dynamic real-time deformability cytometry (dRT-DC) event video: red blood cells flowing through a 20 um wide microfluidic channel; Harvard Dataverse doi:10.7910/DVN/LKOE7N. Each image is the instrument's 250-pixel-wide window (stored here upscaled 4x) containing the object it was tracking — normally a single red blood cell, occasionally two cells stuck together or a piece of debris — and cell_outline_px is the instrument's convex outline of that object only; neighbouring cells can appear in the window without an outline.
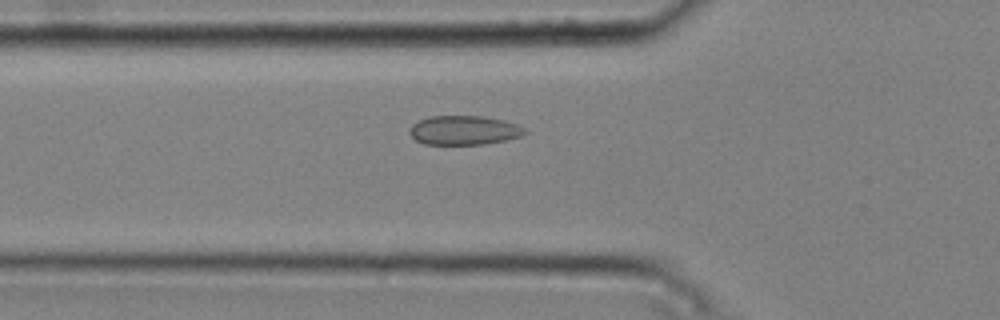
{"species": "common noctule bat (a hibernating species)", "species_latin": "Nyctalus noctula", "temperature_condition": "cold", "stored_images_in_passage": 47, "camera_frame_rate_fps": 3000, "um_per_image_px": 0.085, "animal": {"sex": "male", "body_mass_g": 20.4}, "frame": {"image": 1, "passage_image": 19, "time_ms": 6.0, "image_size_px": [1000, 320], "cell_outline_px": [[528, 132], [520, 136], [504, 140], [484, 144], [424, 144], [416, 140], [408, 132], [408, 128], [412, 124], [428, 116], [480, 116], [504, 120], [516, 124], [524, 128]], "centroid_in_image_um": [39.41, 11.07], "position_along_channel_um": 86.4, "area_um2": 19.54}}
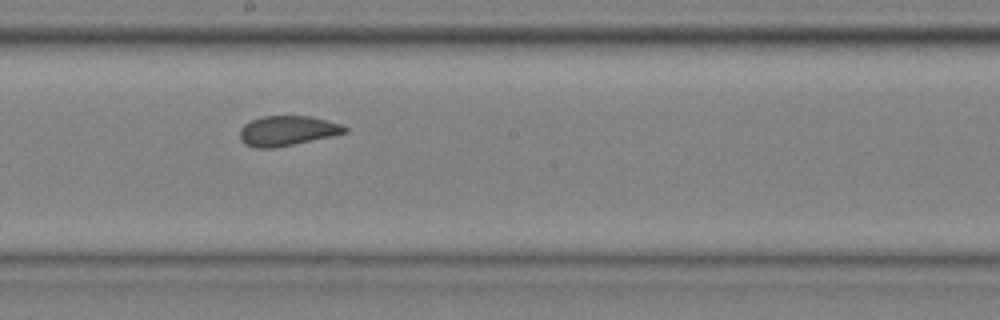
{"frame": {"image": 2, "passage_image": 30, "time_ms": 9.667, "image_size_px": [1000, 320], "cell_outline_px": [[348, 132], [276, 148], [252, 148], [244, 144], [240, 140], [240, 128], [244, 124], [260, 116], [312, 116], [340, 124], [348, 128]], "centroid_in_image_um": [24.37, 11.12], "position_along_channel_um": 223.8, "area_um2": 18.38}}
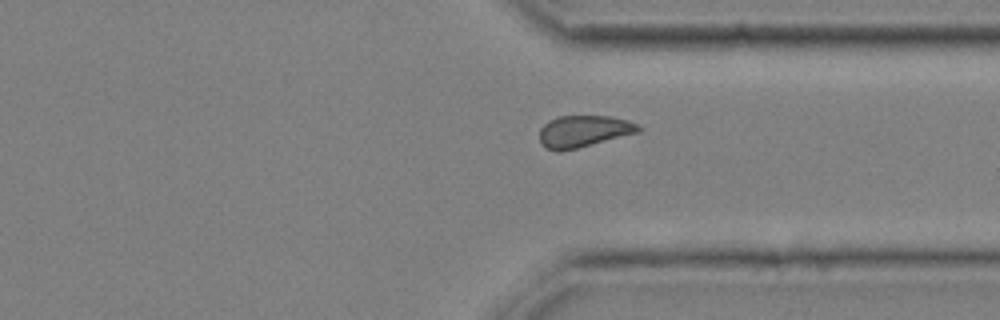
{"frame": {"image": 3, "passage_image": 41, "time_ms": 13.333, "image_size_px": [1000, 320], "cell_outline_px": [[644, 128], [640, 132], [560, 152], [548, 148], [540, 140], [540, 128], [548, 120], [560, 116], [612, 116], [628, 120]], "centroid_in_image_um": [49.64, 11.14], "position_along_channel_um": 361.8, "area_um2": 18.21}, "authors_computed_cell_mechanics": {"area_um2": 18.8428, "velocity_mm_per_s": 3.7375, "shape_relaxation_time_tau1_ms": null, "shape_relaxation_time_tau2_ms": 1.1187, "deformation_change_tau1": null, "deformation_change_tau2": 0.0537}}